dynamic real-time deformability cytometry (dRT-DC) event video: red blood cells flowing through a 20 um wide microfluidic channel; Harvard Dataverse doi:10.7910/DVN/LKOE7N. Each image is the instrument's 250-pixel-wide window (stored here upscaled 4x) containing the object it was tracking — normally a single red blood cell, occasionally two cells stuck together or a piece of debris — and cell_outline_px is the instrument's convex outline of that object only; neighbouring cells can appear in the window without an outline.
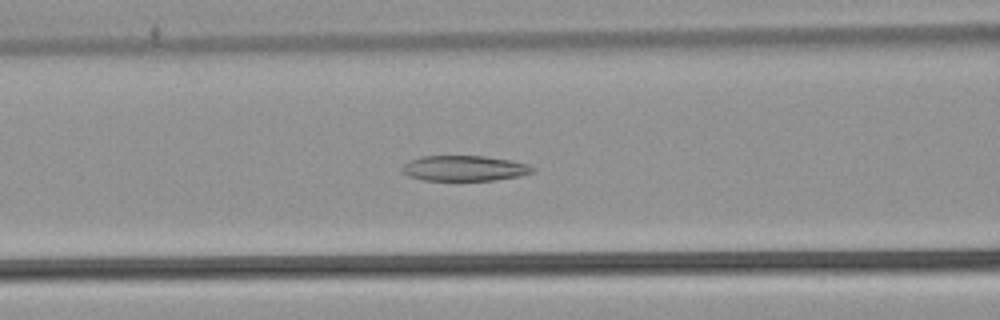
{"species": "common noctule bat (a hibernating species)", "species_latin": "Nyctalus noctula", "temperature_condition": "warm", "stored_images_in_passage": 53, "camera_frame_rate_fps": 3000, "um_per_image_px": 0.085, "animal": {"sex": "male", "body_mass_g": 21.5, "forearm_length_mm": 52.0}, "frame": {"image": 1, "passage_image": 22, "time_ms": 7.0, "image_size_px": [1000, 320], "cell_outline_px": [[536, 168], [532, 172], [520, 176], [492, 180], [424, 180], [408, 176], [400, 168], [404, 164], [420, 156], [484, 156], [512, 160], [528, 164]], "centroid_in_image_um": [39.49, 14.3], "position_along_channel_um": 127.1, "area_um2": 19.25}}
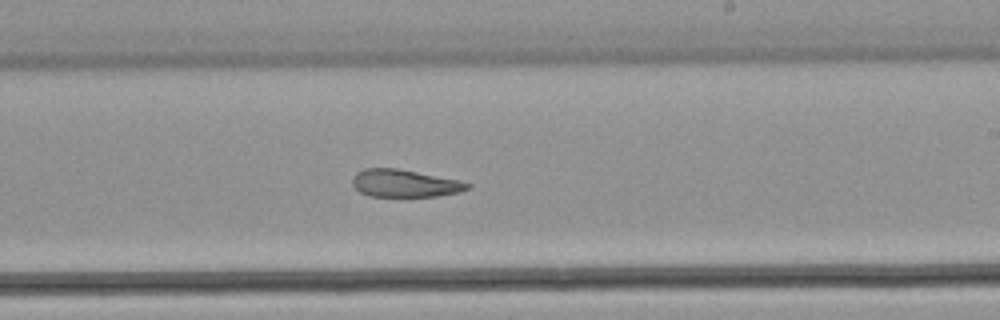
{"frame": {"image": 2, "passage_image": 32, "time_ms": 10.333, "image_size_px": [1000, 320], "cell_outline_px": [[472, 188], [460, 192], [436, 196], [368, 196], [360, 192], [352, 184], [352, 180], [356, 172], [364, 168], [396, 168], [460, 180], [472, 184]], "centroid_in_image_um": [34.42, 15.58], "position_along_channel_um": 254.6, "area_um2": 18.5}}
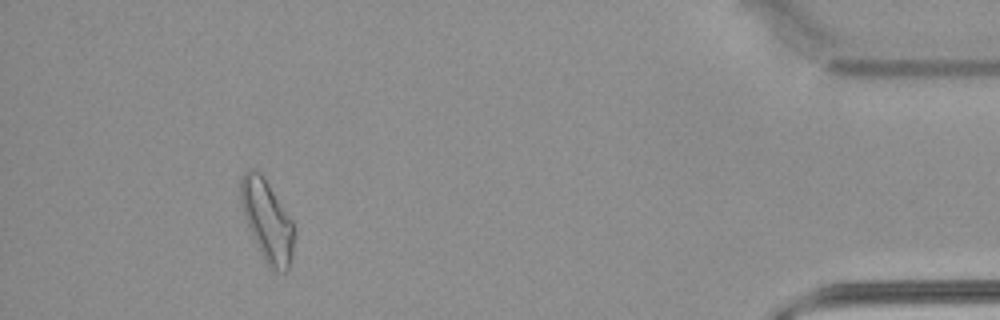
{"frame": {"image": 3, "passage_image": 49, "time_ms": 16.0, "image_size_px": [1000, 320], "cell_outline_px": [[296, 232], [292, 260], [288, 272], [276, 272], [268, 268], [260, 252], [244, 216], [240, 200], [240, 180], [244, 172], [252, 168], [260, 172], [292, 220], [296, 228]], "centroid_in_image_um": [22.75, 18.82], "position_along_channel_um": 412.5, "area_um2": 25.55}, "authors_computed_cell_mechanics": {"area_um2": 22.8888, "velocity_mm_per_s": 3.8287, "shape_relaxation_time_tau1_ms": null, "shape_relaxation_time_tau2_ms": 8.3809, "deformation_change_tau1": null, "deformation_change_tau2": 0.2034}}